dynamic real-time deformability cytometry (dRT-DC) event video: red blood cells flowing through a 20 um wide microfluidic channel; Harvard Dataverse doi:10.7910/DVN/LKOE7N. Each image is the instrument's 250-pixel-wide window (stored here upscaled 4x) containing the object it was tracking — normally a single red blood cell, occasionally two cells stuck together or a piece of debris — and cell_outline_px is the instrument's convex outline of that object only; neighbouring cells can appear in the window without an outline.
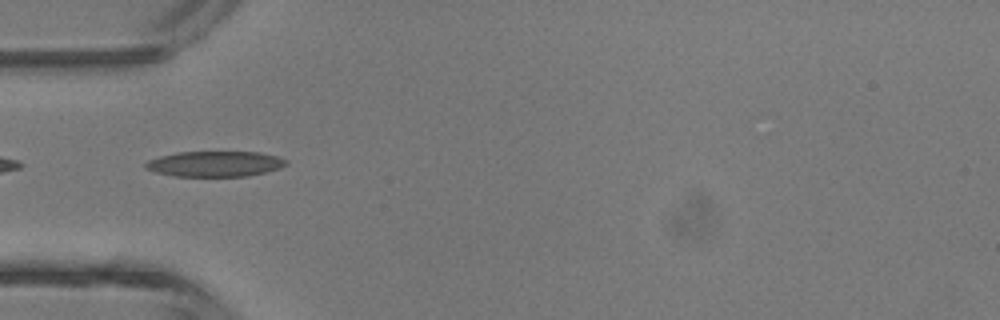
{"species": "common noctule bat (a hibernating species)", "species_latin": "Nyctalus noctula", "temperature_condition": "room temperature", "stored_images_in_passage": 4, "camera_frame_rate_fps": 3000, "um_per_image_px": 0.085, "animal": {"sex": "male", "body_mass_g": 13.3}, "frame": {"image": 1, "passage_image": 4, "time_ms": 3.667, "image_size_px": [1000, 320], "cell_outline_px": [[288, 164], [280, 168], [248, 176], [176, 176], [156, 172], [144, 168], [144, 164], [148, 160], [160, 156], [176, 152], [260, 152], [280, 156], [288, 160]], "centroid_in_image_um": [18.3, 13.92], "position_along_channel_um": 66.7, "area_um2": 20.98}}